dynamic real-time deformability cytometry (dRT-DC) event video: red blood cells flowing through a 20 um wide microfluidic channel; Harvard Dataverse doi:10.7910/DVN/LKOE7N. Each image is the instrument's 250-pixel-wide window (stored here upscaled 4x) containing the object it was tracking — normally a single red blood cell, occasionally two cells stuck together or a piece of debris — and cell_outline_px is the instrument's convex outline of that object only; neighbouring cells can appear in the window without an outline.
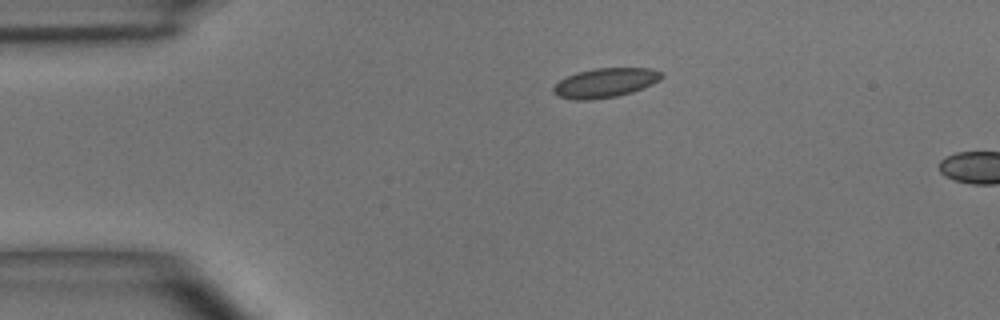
{"species": "common noctule bat (a hibernating species)", "species_latin": "Nyctalus noctula", "temperature_condition": "room temperature", "stored_images_in_passage": 2, "camera_frame_rate_fps": 3000, "um_per_image_px": 0.085, "animal": {"sex": "male", "body_mass_g": 15.6}, "frame": {"image": 1, "passage_image": 1, "time_ms": 0.0, "image_size_px": [1000, 320], "cell_outline_px": [[664, 76], [660, 80], [652, 84], [632, 92], [616, 96], [592, 100], [576, 100], [560, 96], [552, 92], [552, 88], [560, 80], [576, 72], [596, 68], [652, 68], [664, 72]], "centroid_in_image_um": [51.48, 7.03], "position_along_channel_um": 33.5, "area_um2": 18.55}}